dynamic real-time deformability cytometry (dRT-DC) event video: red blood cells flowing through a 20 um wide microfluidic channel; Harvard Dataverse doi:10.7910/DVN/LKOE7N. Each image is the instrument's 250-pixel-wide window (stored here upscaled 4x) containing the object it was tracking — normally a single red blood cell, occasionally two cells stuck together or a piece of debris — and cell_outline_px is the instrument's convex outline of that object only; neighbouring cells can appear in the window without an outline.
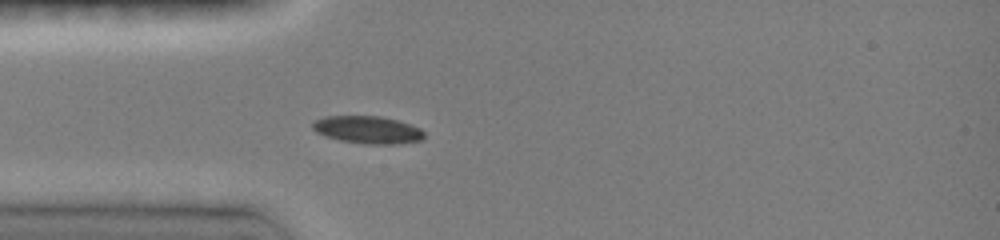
{"species": "common noctule bat (a hibernating species)", "species_latin": "Nyctalus noctula", "temperature_condition": "room temperature", "stored_images_in_passage": 62, "camera_frame_rate_fps": 3000, "um_per_image_px": 0.085, "animal": {"sex": "female", "body_mass_g": 19.0, "forearm_length_mm": 51.5}, "frame": {"image": 1, "passage_image": 12, "time_ms": 4.0, "image_size_px": [1000, 240], "cell_outline_px": [[424, 140], [400, 144], [364, 144], [340, 140], [316, 132], [312, 128], [312, 120], [324, 116], [380, 116], [396, 120], [420, 128], [424, 132]], "centroid_in_image_um": [31.25, 11.03], "position_along_channel_um": 53.7, "area_um2": 17.98}}
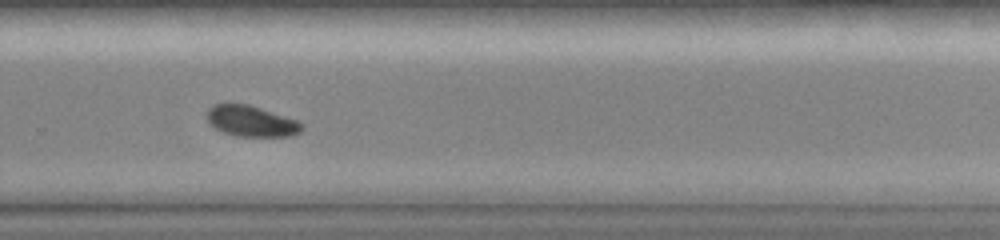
{"frame": {"image": 2, "passage_image": 35, "time_ms": 10.333, "image_size_px": [1000, 240], "cell_outline_px": [[304, 128], [300, 132], [292, 136], [236, 136], [224, 132], [216, 128], [208, 120], [208, 108], [212, 104], [248, 104], [296, 120], [304, 124]], "centroid_in_image_um": [21.38, 10.3], "position_along_channel_um": 308.4, "area_um2": 16.82}}
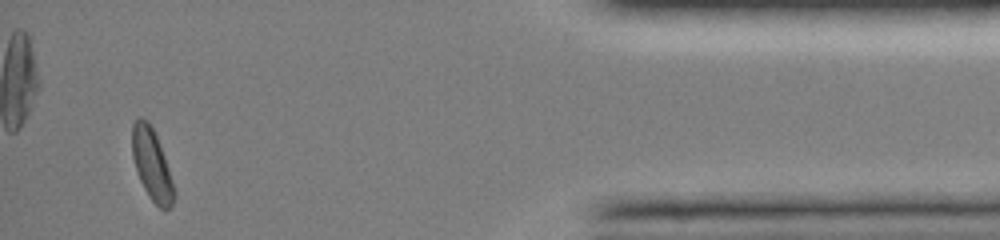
{"frame": {"image": 3, "passage_image": 58, "time_ms": 14.333, "image_size_px": [1000, 240], "cell_outline_px": [[176, 196], [172, 204], [164, 212], [148, 196], [140, 180], [132, 156], [132, 124], [140, 116], [148, 120], [156, 136], [164, 156], [176, 192]], "centroid_in_image_um": [12.91, 14.0], "position_along_channel_um": 422.3, "area_um2": 17.28}, "authors_computed_cell_mechanics": {"area_um2": 17.1088, "velocity_mm_per_s": 4.0772, "shape_relaxation_time_tau1_ms": 5.5103, "shape_relaxation_time_tau2_ms": null, "deformation_change_tau1": 0.1233, "deformation_change_tau2": null}}